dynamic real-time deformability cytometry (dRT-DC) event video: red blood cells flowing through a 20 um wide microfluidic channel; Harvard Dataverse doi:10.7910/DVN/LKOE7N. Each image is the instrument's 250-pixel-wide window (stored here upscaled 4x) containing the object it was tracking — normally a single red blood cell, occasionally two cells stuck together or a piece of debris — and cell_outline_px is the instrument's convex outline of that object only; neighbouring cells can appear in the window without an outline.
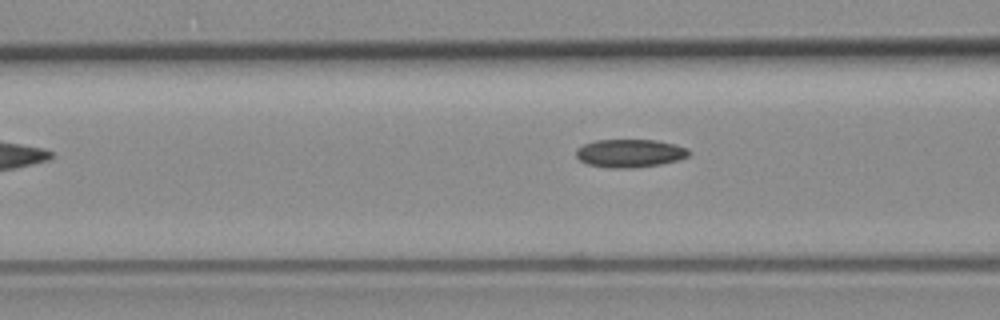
{"species": "common noctule bat (a hibernating species)", "species_latin": "Nyctalus noctula", "temperature_condition": "room temperature", "stored_images_in_passage": 3, "camera_frame_rate_fps": 3000, "um_per_image_px": 0.085, "animal": {"sex": "female", "body_mass_g": 19.3, "forearm_length_mm": 54.1}, "frame": {"image": 1, "passage_image": 3, "time_ms": 2.667, "image_size_px": [1000, 320], "cell_outline_px": [[692, 152], [688, 156], [680, 160], [660, 164], [636, 168], [608, 168], [588, 164], [580, 160], [576, 156], [576, 148], [584, 144], [596, 140], [656, 140], [676, 144], [688, 148]], "centroid_in_image_um": [53.57, 13.03], "position_along_channel_um": 113.0, "area_um2": 18.73}}